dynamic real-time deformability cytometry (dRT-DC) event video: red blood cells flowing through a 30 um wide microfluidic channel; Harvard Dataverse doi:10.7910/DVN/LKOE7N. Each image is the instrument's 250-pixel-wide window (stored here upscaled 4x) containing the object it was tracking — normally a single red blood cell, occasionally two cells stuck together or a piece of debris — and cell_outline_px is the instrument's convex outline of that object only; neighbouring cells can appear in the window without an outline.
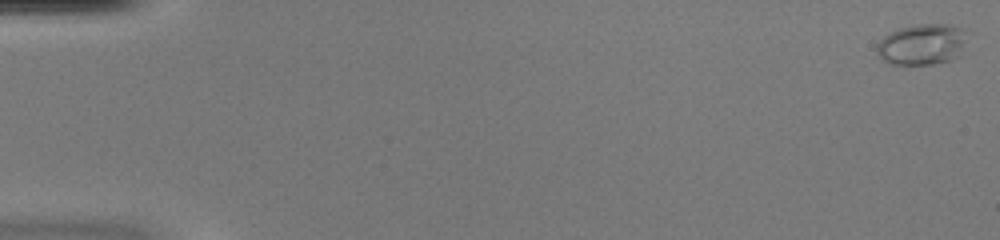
{"species": "common noctule bat (a hibernating species)", "species_latin": "Nyctalus noctula", "temperature_condition": "warm", "stored_images_in_passage": 52, "camera_frame_rate_fps": 3000, "um_per_image_px": 0.085, "animal": {"sex": "female", "body_mass_g": 20.0, "forearm_length_mm": 54.0}, "frame": {"image": 1, "passage_image": 1, "time_ms": 0.0, "image_size_px": [1000, 240], "cell_outline_px": [[960, 56], [952, 60], [932, 64], [888, 64], [876, 52], [876, 44], [888, 32], [900, 28], [916, 24], [948, 24], [960, 28]], "centroid_in_image_um": [78.24, 3.79], "position_along_channel_um": 6.8, "area_um2": 20.98}}
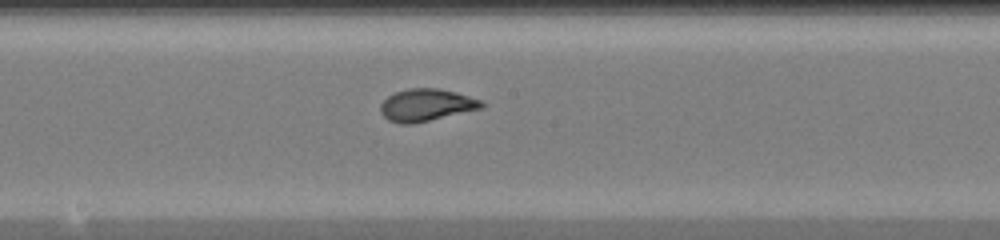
{"frame": {"image": 2, "passage_image": 29, "time_ms": 9.333, "image_size_px": [1000, 240], "cell_outline_px": [[484, 108], [412, 124], [400, 124], [388, 120], [380, 112], [380, 104], [388, 96], [396, 92], [408, 88], [440, 88], [456, 92], [480, 100], [484, 104]], "centroid_in_image_um": [36.22, 8.93], "position_along_channel_um": 212.0, "area_um2": 19.02}}
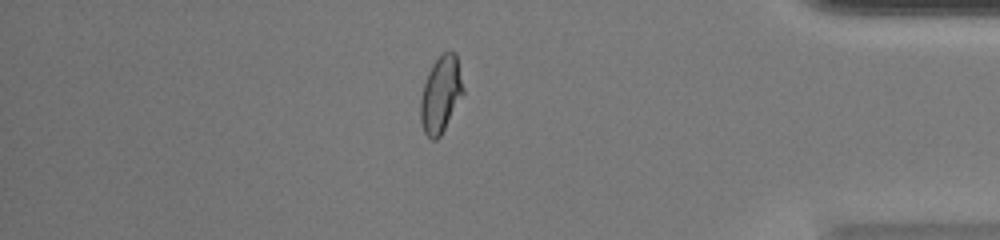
{"frame": {"image": 3, "passage_image": 45, "time_ms": 14.667, "image_size_px": [1000, 240], "cell_outline_px": [[464, 92], [440, 136], [436, 140], [432, 140], [424, 132], [420, 120], [420, 100], [424, 84], [428, 72], [432, 64], [444, 52], [456, 52], [464, 88]], "centroid_in_image_um": [37.46, 8.02], "position_along_channel_um": 397.7, "area_um2": 18.84}, "authors_computed_cell_mechanics": {"area_um2": 19.1607, "velocity_mm_per_s": 4.0532, "shape_relaxation_time_tau1_ms": 4.4878, "shape_relaxation_time_tau2_ms": null, "deformation_change_tau1": 0.1917, "deformation_change_tau2": null}}